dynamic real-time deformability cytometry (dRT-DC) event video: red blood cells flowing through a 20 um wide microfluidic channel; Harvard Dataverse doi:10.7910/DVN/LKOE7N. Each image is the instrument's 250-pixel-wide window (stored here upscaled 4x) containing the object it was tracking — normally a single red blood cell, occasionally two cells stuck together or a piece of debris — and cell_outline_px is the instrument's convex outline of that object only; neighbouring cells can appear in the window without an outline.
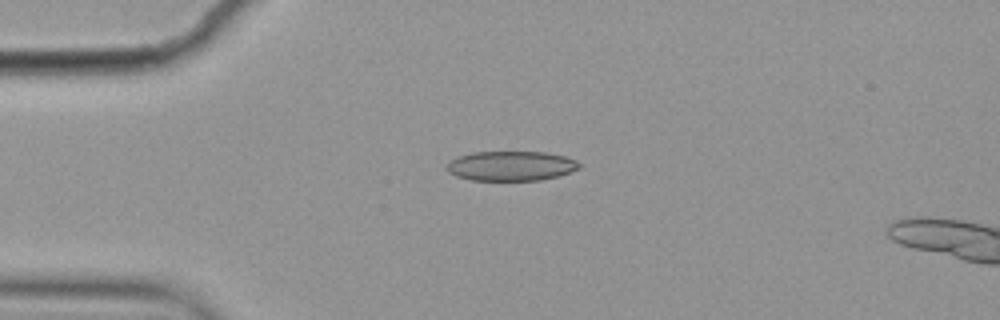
{"species": "common noctule bat (a hibernating species)", "species_latin": "Nyctalus noctula", "temperature_condition": "cold", "stored_images_in_passage": 6, "camera_frame_rate_fps": 3000, "um_per_image_px": 0.085, "animal": {"sex": "female", "body_mass_g": 19.9}, "frame": {"image": 1, "passage_image": 4, "time_ms": 1.0, "image_size_px": [1000, 320], "cell_outline_px": [[580, 168], [560, 176], [540, 180], [472, 180], [456, 176], [448, 172], [444, 168], [448, 160], [472, 152], [544, 152], [564, 156], [576, 160], [580, 164]], "centroid_in_image_um": [43.41, 14.1], "position_along_channel_um": 41.6, "area_um2": 23.06}}